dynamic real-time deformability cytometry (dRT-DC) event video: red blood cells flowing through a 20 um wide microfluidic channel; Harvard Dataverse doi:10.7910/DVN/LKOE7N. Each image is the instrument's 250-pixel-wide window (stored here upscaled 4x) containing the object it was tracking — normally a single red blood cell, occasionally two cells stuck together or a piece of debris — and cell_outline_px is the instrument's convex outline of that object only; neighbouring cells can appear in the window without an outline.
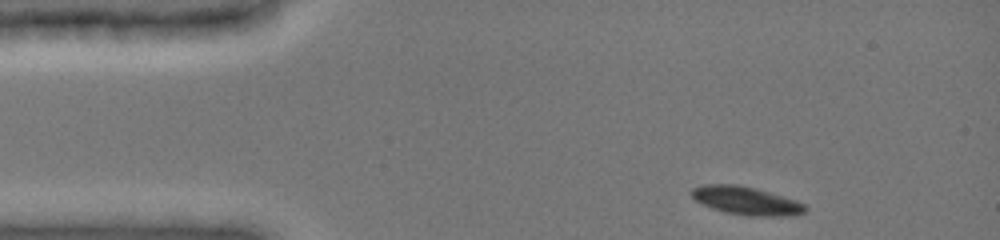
{"species": "common noctule bat (a hibernating species)", "species_latin": "Nyctalus noctula", "temperature_condition": "cold", "stored_images_in_passage": 16, "camera_frame_rate_fps": 3000, "um_per_image_px": 0.085, "animal": {"sex": "female", "body_mass_g": 19.0, "forearm_length_mm": 51.5}, "frame": {"image": 1, "passage_image": 1, "time_ms": 0.0, "image_size_px": [1000, 240], "cell_outline_px": [[808, 208], [804, 212], [792, 216], [748, 216], [724, 212], [712, 208], [696, 200], [692, 196], [692, 188], [704, 184], [736, 184], [756, 188], [796, 200], [804, 204]], "centroid_in_image_um": [63.45, 17.06], "position_along_channel_um": 21.6, "area_um2": 18.67}}
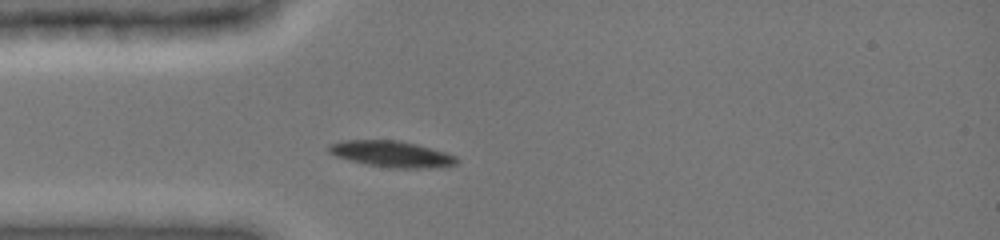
{"frame": {"image": 2, "passage_image": 13, "time_ms": 2.333, "image_size_px": [1000, 240], "cell_outline_px": [[460, 160], [456, 164], [428, 168], [392, 168], [368, 164], [336, 156], [328, 152], [328, 144], [340, 140], [396, 140], [416, 144], [444, 152], [456, 156]], "centroid_in_image_um": [33.27, 13.08], "position_along_channel_um": 51.7, "area_um2": 19.31}}